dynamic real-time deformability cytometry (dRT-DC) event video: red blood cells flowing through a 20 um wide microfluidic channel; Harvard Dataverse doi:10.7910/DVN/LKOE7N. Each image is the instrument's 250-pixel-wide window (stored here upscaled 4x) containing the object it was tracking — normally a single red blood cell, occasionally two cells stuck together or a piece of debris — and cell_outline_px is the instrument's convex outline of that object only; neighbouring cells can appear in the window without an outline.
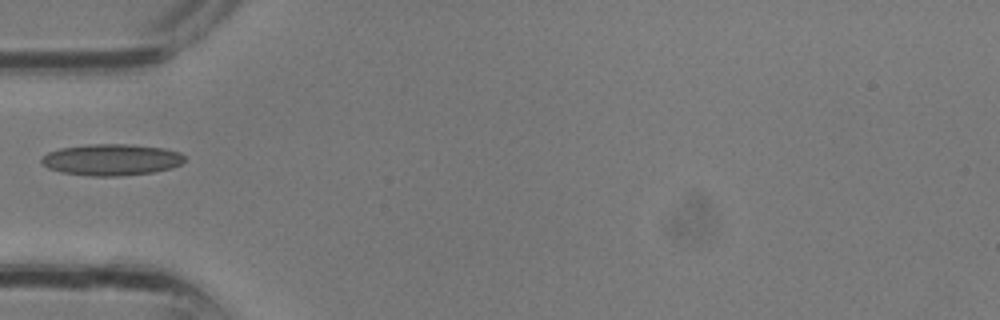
{"species": "common noctule bat (a hibernating species)", "species_latin": "Nyctalus noctula", "temperature_condition": "room temperature", "stored_images_in_passage": 2, "camera_frame_rate_fps": 3000, "um_per_image_px": 0.085, "animal": {"sex": "male", "body_mass_g": 13.3}, "frame": {"image": 1, "passage_image": 2, "time_ms": 0.333, "image_size_px": [1000, 320], "cell_outline_px": [[184, 160], [180, 164], [172, 168], [152, 172], [116, 176], [92, 176], [60, 172], [48, 168], [40, 160], [48, 152], [60, 148], [88, 144], [128, 144], [164, 148], [180, 152], [184, 156]], "centroid_in_image_um": [9.47, 13.57], "position_along_channel_um": 75.5, "area_um2": 26.13}}